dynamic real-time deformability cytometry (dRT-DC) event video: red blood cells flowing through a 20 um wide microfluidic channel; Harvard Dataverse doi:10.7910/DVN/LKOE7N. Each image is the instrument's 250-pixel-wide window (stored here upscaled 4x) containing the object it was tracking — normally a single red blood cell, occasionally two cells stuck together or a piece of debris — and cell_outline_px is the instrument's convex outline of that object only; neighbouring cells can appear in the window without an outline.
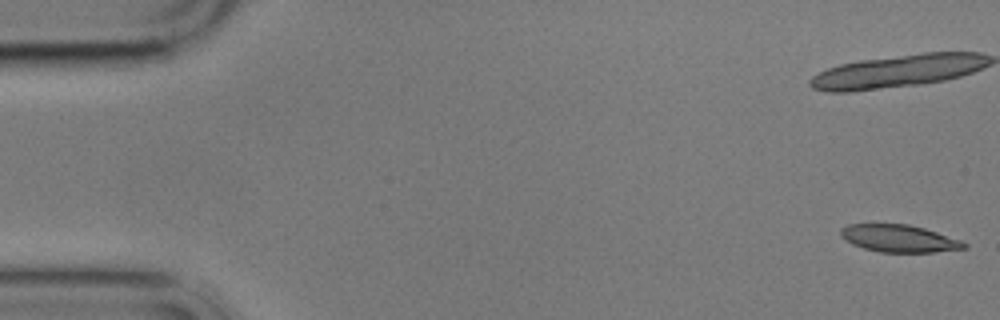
{"species": "common noctule bat (a hibernating species)", "species_latin": "Nyctalus noctula", "temperature_condition": "cold", "stored_images_in_passage": 10, "camera_frame_rate_fps": 3000, "um_per_image_px": 0.085, "animal": {"sex": "male", "body_mass_g": 17.9}, "frame": {"image": 1, "passage_image": 1, "time_ms": 0.0, "image_size_px": [1000, 320], "cell_outline_px": [[968, 248], [936, 252], [880, 252], [864, 248], [852, 244], [840, 236], [840, 228], [848, 224], [908, 224], [924, 228], [960, 240], [968, 244]], "centroid_in_image_um": [76.41, 20.27], "position_along_channel_um": 8.6, "area_um2": 19.65}}
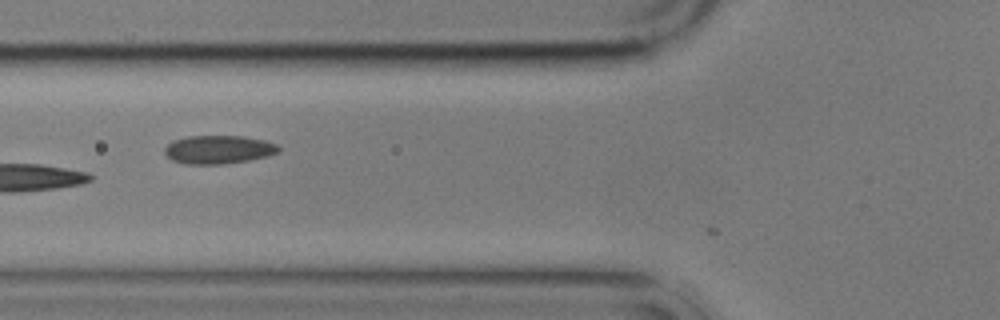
{"frame": {"image": 2, "passage_image": 7, "time_ms": 7.0, "image_size_px": [1000, 320], "cell_outline_px": [[280, 152], [268, 156], [248, 160], [220, 164], [184, 164], [172, 160], [164, 152], [164, 148], [172, 140], [188, 136], [244, 136], [264, 140], [276, 144], [280, 148]], "centroid_in_image_um": [18.57, 12.71], "position_along_channel_um": 107.2, "area_um2": 18.9}}
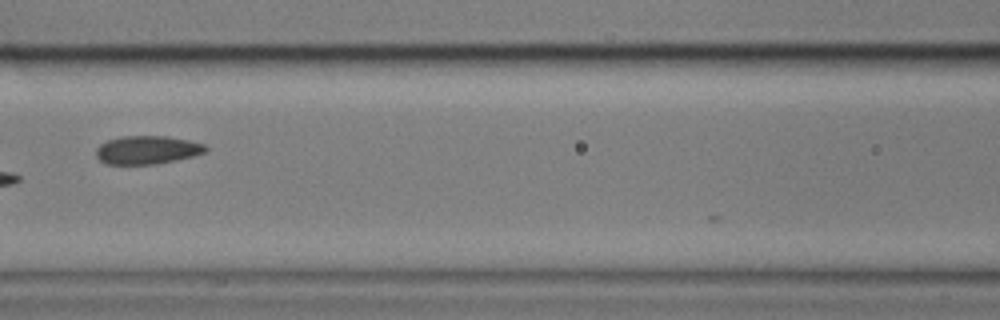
{"frame": {"image": 3, "passage_image": 8, "time_ms": 8.333, "image_size_px": [1000, 320], "cell_outline_px": [[208, 148], [204, 152], [192, 156], [176, 160], [156, 164], [104, 164], [96, 156], [96, 148], [100, 144], [108, 140], [120, 136], [168, 136], [188, 140], [204, 144]], "centroid_in_image_um": [12.48, 12.74], "position_along_channel_um": 154.1, "area_um2": 18.09}}